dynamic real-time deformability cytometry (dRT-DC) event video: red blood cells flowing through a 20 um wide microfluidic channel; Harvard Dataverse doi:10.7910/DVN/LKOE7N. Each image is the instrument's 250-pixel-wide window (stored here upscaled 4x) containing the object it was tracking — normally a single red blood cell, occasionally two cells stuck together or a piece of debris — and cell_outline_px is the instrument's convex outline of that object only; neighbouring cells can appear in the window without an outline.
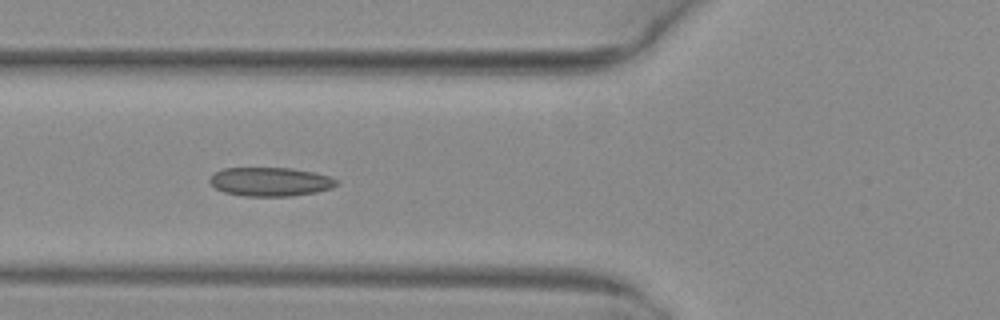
{"species": "common noctule bat (a hibernating species)", "species_latin": "Nyctalus noctula", "temperature_condition": "warm", "stored_images_in_passage": 5, "camera_frame_rate_fps": 3000, "um_per_image_px": 0.085, "animal": {"sex": "female", "body_mass_g": 29.2, "forearm_length_mm": 56.3}, "frame": {"image": 1, "passage_image": 4, "time_ms": 1.0, "image_size_px": [1000, 320], "cell_outline_px": [[336, 184], [332, 188], [316, 192], [292, 196], [244, 196], [224, 192], [216, 188], [208, 180], [216, 172], [224, 168], [292, 168], [316, 172], [328, 176], [336, 180]], "centroid_in_image_um": [22.98, 15.45], "position_along_channel_um": 102.8, "area_um2": 21.21}}
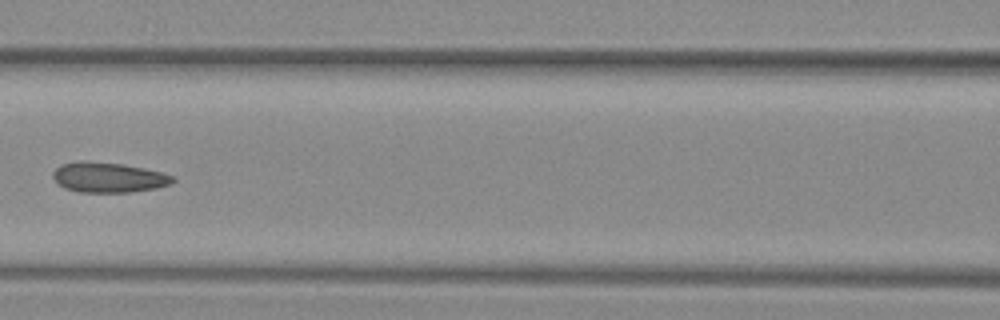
{"frame": {"image": 2, "passage_image": 5, "time_ms": 1.333, "image_size_px": [1000, 320], "cell_outline_px": [[176, 180], [172, 184], [156, 188], [128, 192], [80, 192], [64, 188], [52, 176], [52, 172], [60, 164], [80, 160], [88, 160], [124, 164], [160, 172], [172, 176]], "centroid_in_image_um": [9.19, 15.06], "position_along_channel_um": 157.4, "area_um2": 21.1}}